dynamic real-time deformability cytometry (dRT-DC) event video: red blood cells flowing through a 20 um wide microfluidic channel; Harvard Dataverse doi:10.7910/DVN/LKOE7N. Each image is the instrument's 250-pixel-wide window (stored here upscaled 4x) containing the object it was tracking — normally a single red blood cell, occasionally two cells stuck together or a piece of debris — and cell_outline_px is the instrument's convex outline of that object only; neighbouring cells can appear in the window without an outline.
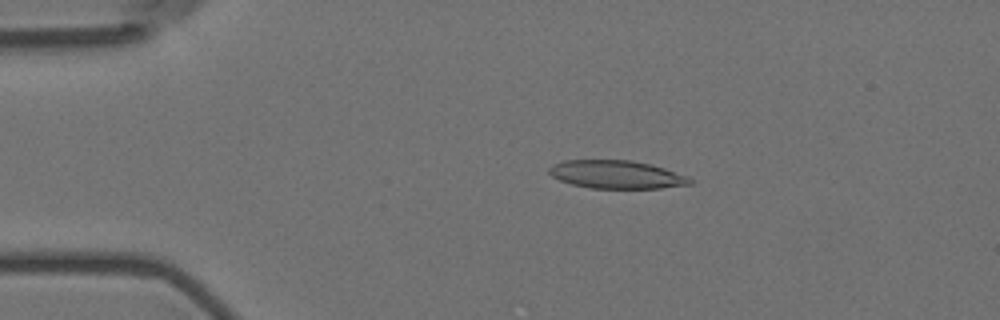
{"species": "Egyptian fruit bat (a non-hibernating species)", "species_latin": "Rousettus aegyptiacus", "temperature_condition": "room temperature", "stored_images_in_passage": 32, "camera_frame_rate_fps": 3000, "um_per_image_px": 0.085, "animal": {"sex": "female"}, "frame": {"image": 1, "passage_image": 10, "time_ms": 3.0, "image_size_px": [1000, 320], "cell_outline_px": [[692, 184], [660, 188], [592, 188], [572, 184], [560, 180], [552, 176], [548, 172], [548, 168], [552, 164], [564, 160], [632, 160], [652, 164], [688, 176], [692, 180]], "centroid_in_image_um": [52.4, 14.82], "position_along_channel_um": 32.6, "area_um2": 23.12}}
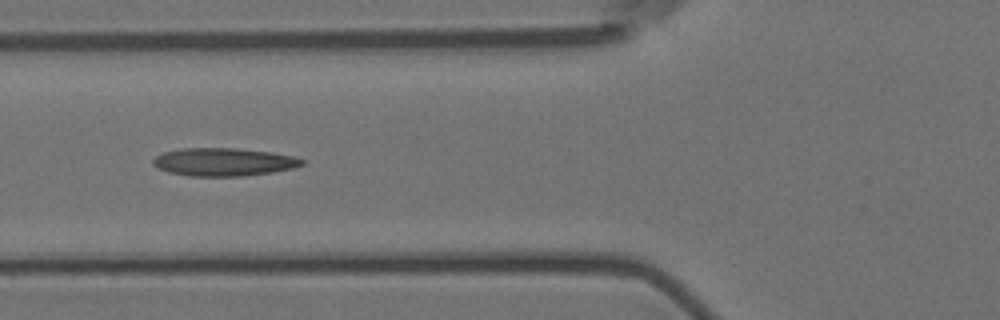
{"frame": {"image": 2, "passage_image": 20, "time_ms": 6.333, "image_size_px": [1000, 320], "cell_outline_px": [[304, 164], [292, 168], [272, 172], [244, 176], [188, 176], [168, 172], [156, 168], [152, 164], [152, 160], [156, 156], [164, 152], [184, 148], [236, 148], [268, 152], [292, 156], [304, 160]], "centroid_in_image_um": [18.96, 13.77], "position_along_channel_um": 106.8, "area_um2": 24.22}}
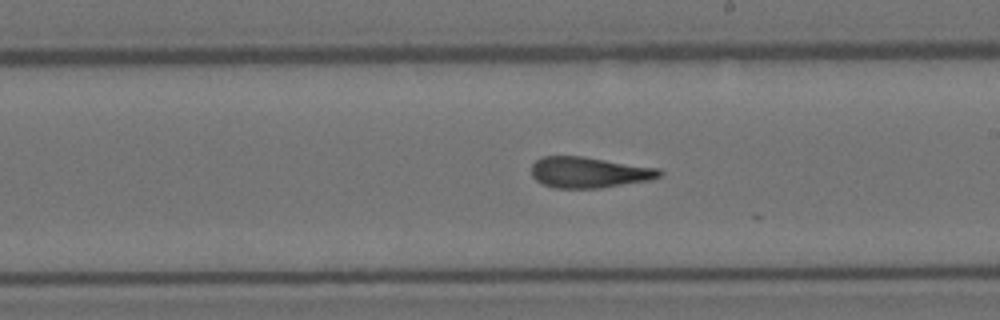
{"frame": {"image": 3, "passage_image": 31, "time_ms": 10.0, "image_size_px": [1000, 320], "cell_outline_px": [[664, 172], [660, 176], [652, 180], [600, 188], [556, 188], [544, 184], [536, 180], [532, 176], [532, 164], [536, 160], [544, 156], [584, 156], [660, 168]], "centroid_in_image_um": [50.11, 14.65], "position_along_channel_um": 238.9, "area_um2": 23.24}}